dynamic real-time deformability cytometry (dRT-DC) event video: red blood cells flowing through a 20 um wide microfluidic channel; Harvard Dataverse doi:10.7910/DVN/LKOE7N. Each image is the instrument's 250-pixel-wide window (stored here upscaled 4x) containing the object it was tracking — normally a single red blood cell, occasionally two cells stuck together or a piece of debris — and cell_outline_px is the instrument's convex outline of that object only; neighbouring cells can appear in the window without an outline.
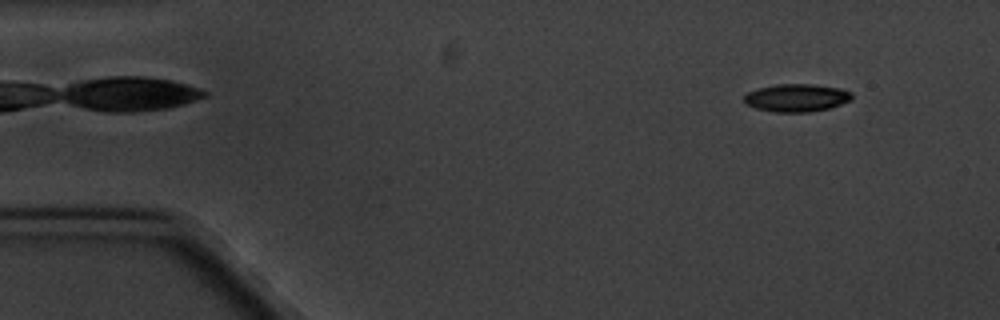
{"species": "common noctule bat (a hibernating species)", "species_latin": "Nyctalus noctula", "temperature_condition": "cold", "stored_images_in_passage": 4, "camera_frame_rate_fps": 3000, "um_per_image_px": 0.085, "animal": {"sex": "male", "body_mass_g": 20.1, "forearm_length_mm": 53.5}, "frame": {"image": 1, "passage_image": 1, "time_ms": 0.0, "image_size_px": [1000, 320], "cell_outline_px": [[852, 100], [828, 108], [808, 112], [776, 112], [756, 108], [744, 104], [744, 96], [748, 92], [760, 88], [776, 84], [816, 84], [840, 88], [852, 92]], "centroid_in_image_um": [67.72, 8.3], "position_along_channel_um": 17.3, "area_um2": 17.46}}
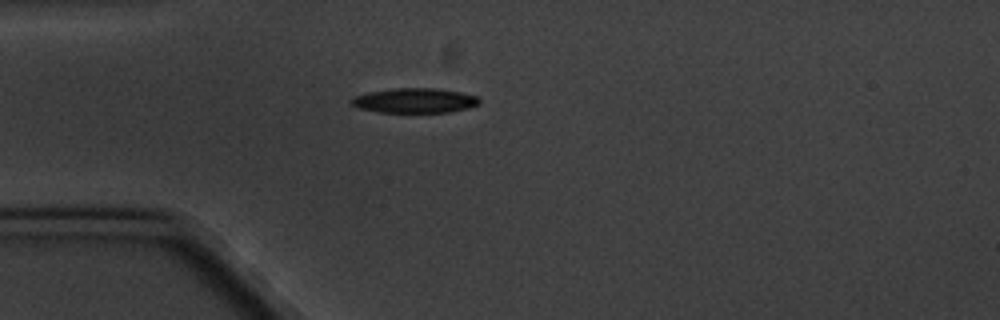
{"frame": {"image": 2, "passage_image": 4, "time_ms": 3.333, "image_size_px": [1000, 320], "cell_outline_px": [[480, 104], [468, 108], [448, 112], [376, 112], [356, 108], [348, 100], [352, 96], [368, 92], [396, 88], [436, 88], [460, 92], [476, 96], [480, 100]], "centroid_in_image_um": [35.19, 8.55], "position_along_channel_um": 49.8, "area_um2": 18.61}}